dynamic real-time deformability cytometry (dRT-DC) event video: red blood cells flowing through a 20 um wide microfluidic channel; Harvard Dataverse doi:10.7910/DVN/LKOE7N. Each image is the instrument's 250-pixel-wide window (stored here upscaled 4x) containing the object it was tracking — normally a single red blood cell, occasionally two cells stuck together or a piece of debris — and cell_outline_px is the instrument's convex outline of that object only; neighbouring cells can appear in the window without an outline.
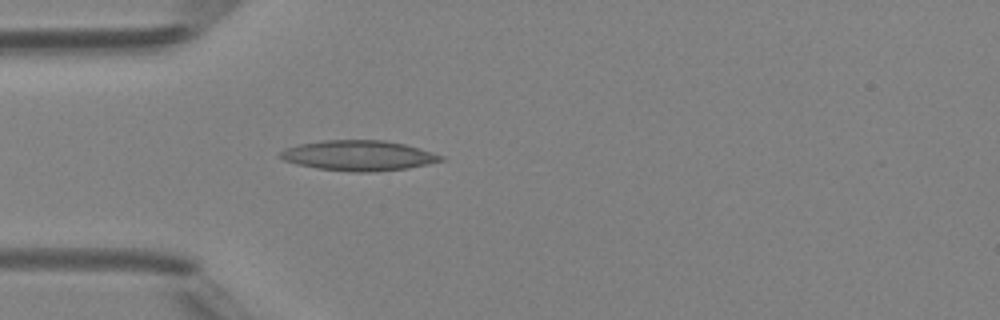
{"species": "Egyptian fruit bat (a non-hibernating species)", "species_latin": "Rousettus aegyptiacus", "temperature_condition": "room temperature", "stored_images_in_passage": 1, "camera_frame_rate_fps": 3000, "um_per_image_px": 0.085, "animal": {"sex": "female"}, "frame": {"image": 1, "passage_image": 1, "time_ms": 0.0, "image_size_px": [1000, 320], "cell_outline_px": [[444, 160], [428, 164], [408, 168], [368, 172], [352, 172], [316, 168], [296, 164], [284, 160], [276, 156], [284, 148], [300, 144], [324, 140], [384, 140], [404, 144], [420, 148], [444, 156]], "centroid_in_image_um": [30.46, 13.22], "position_along_channel_um": 54.5, "area_um2": 28.38}}